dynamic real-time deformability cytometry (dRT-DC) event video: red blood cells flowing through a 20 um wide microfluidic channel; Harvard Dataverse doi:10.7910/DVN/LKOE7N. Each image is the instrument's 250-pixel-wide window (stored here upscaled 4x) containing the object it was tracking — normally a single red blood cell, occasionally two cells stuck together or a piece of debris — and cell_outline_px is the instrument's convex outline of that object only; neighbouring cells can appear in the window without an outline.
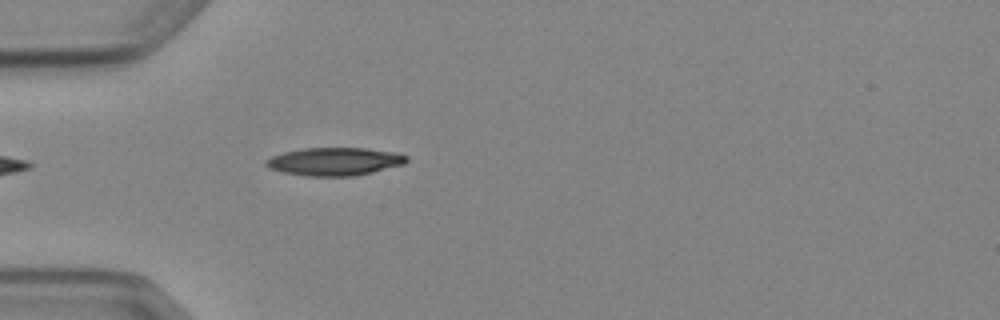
{"species": "Egyptian fruit bat (a non-hibernating species)", "species_latin": "Rousettus aegyptiacus", "temperature_condition": "cold", "stored_images_in_passage": 4, "camera_frame_rate_fps": 3000, "um_per_image_px": 0.085, "animal": {"sex": "female"}, "frame": {"image": 1, "passage_image": 4, "time_ms": 4.333, "image_size_px": [1000, 320], "cell_outline_px": [[408, 160], [404, 164], [356, 176], [304, 176], [284, 172], [268, 168], [264, 164], [264, 160], [272, 156], [284, 152], [304, 148], [364, 148], [396, 152], [408, 156]], "centroid_in_image_um": [28.43, 13.73], "position_along_channel_um": 56.6, "area_um2": 23.0}}